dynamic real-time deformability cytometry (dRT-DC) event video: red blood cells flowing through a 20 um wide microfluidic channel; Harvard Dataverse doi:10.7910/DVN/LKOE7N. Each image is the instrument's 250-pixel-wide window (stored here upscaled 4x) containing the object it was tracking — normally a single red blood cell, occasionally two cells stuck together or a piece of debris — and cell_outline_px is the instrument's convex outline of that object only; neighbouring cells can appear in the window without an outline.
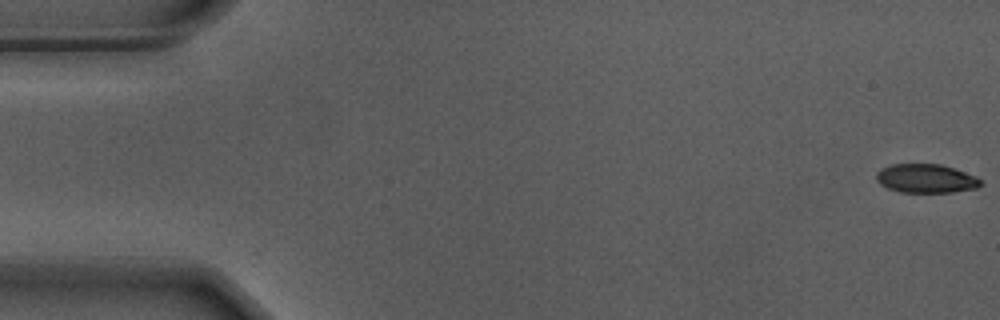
{"species": "Egyptian fruit bat (a non-hibernating species)", "species_latin": "Rousettus aegyptiacus", "temperature_condition": "warm", "stored_images_in_passage": 56, "camera_frame_rate_fps": 3000, "um_per_image_px": 0.085, "animal": {"sex": "male"}, "frame": {"image": 1, "passage_image": 1, "time_ms": 0.0, "image_size_px": [1000, 320], "cell_outline_px": [[980, 184], [976, 188], [952, 192], [900, 192], [888, 188], [880, 184], [876, 180], [876, 172], [880, 168], [892, 164], [940, 164], [976, 176], [980, 180]], "centroid_in_image_um": [78.65, 15.17], "position_along_channel_um": 6.3, "area_um2": 17.4}}
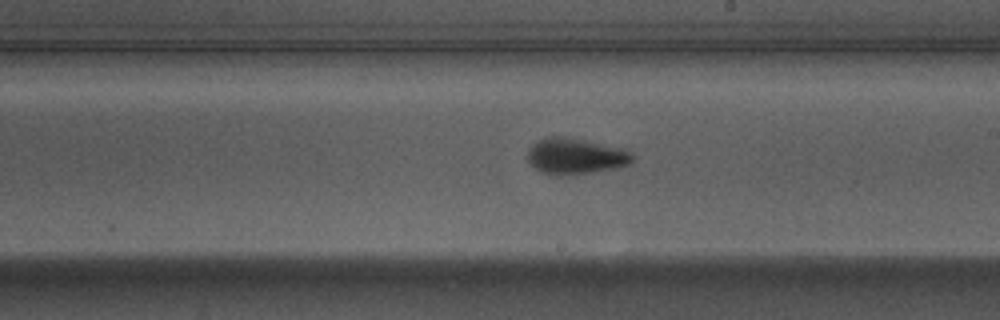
{"frame": {"image": 2, "passage_image": 32, "time_ms": 10.333, "image_size_px": [1000, 320], "cell_outline_px": [[632, 164], [620, 168], [592, 172], [560, 176], [556, 176], [540, 172], [528, 160], [528, 148], [532, 144], [544, 136], [564, 136], [584, 140], [620, 148], [628, 152], [632, 156]], "centroid_in_image_um": [48.88, 13.28], "position_along_channel_um": 240.1, "area_um2": 22.08}}
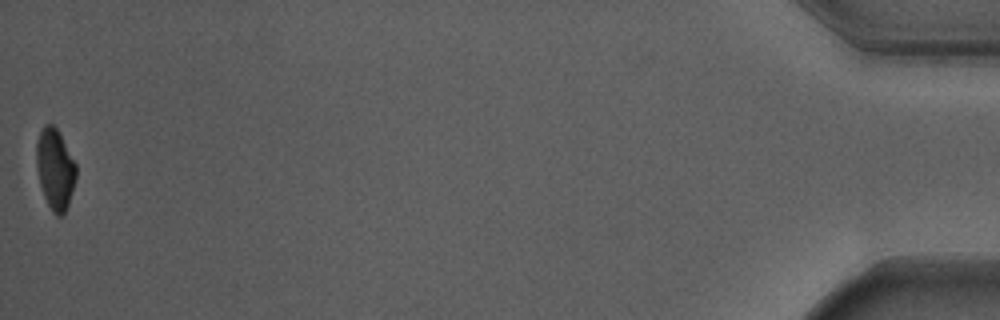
{"frame": {"image": 3, "passage_image": 56, "time_ms": 18.333, "image_size_px": [1000, 320], "cell_outline_px": [[76, 176], [68, 204], [64, 212], [60, 216], [56, 216], [52, 212], [44, 196], [40, 184], [36, 164], [36, 144], [40, 132], [44, 124], [52, 124], [56, 128], [76, 164]], "centroid_in_image_um": [4.67, 14.37], "position_along_channel_um": 430.5, "area_um2": 18.32}, "authors_computed_cell_mechanics": {"area_um2": 19.8543, "velocity_mm_per_s": 3.6936, "shape_relaxation_time_tau1_ms": 3.3579, "shape_relaxation_time_tau2_ms": null, "deformation_change_tau1": 0.1469, "deformation_change_tau2": null}}